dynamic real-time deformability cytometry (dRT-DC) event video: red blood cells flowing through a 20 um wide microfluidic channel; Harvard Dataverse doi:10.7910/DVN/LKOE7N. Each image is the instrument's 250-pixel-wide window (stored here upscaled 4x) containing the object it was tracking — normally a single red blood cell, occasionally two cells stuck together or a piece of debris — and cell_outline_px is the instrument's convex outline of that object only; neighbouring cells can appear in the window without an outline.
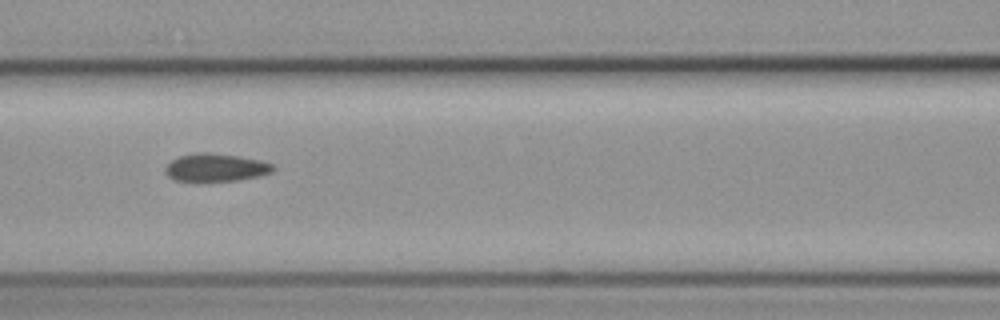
{"species": "common noctule bat (a hibernating species)", "species_latin": "Nyctalus noctula", "temperature_condition": "cold", "stored_images_in_passage": 10, "camera_frame_rate_fps": 3000, "um_per_image_px": 0.085, "animal": {"sex": "female", "body_mass_g": 19.3, "forearm_length_mm": 54.1}, "frame": {"image": 1, "passage_image": 6, "time_ms": 6.667, "image_size_px": [1000, 320], "cell_outline_px": [[276, 168], [272, 172], [256, 176], [236, 180], [196, 184], [176, 180], [168, 176], [164, 172], [164, 168], [172, 160], [180, 156], [196, 152], [208, 152], [236, 156], [256, 160], [272, 164]], "centroid_in_image_um": [18.25, 14.28], "position_along_channel_um": 148.4, "area_um2": 17.86}}
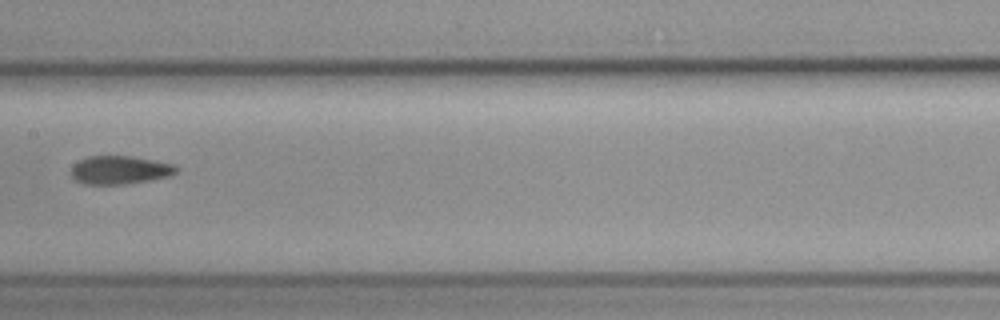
{"frame": {"image": 2, "passage_image": 7, "time_ms": 8.0, "image_size_px": [1000, 320], "cell_outline_px": [[180, 168], [176, 172], [168, 176], [148, 180], [124, 184], [84, 184], [76, 180], [72, 176], [72, 168], [80, 160], [88, 156], [132, 156], [176, 164]], "centroid_in_image_um": [10.22, 14.44], "position_along_channel_um": 197.2, "area_um2": 17.22}}
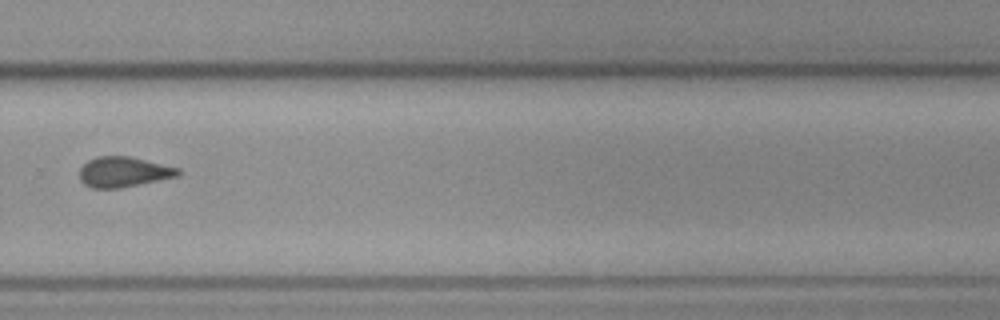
{"frame": {"image": 3, "passage_image": 10, "time_ms": 11.333, "image_size_px": [1000, 320], "cell_outline_px": [[180, 176], [120, 188], [92, 188], [84, 184], [80, 180], [80, 168], [88, 160], [100, 156], [128, 156], [180, 168]], "centroid_in_image_um": [10.51, 14.62], "position_along_channel_um": 319.3, "area_um2": 17.34}}